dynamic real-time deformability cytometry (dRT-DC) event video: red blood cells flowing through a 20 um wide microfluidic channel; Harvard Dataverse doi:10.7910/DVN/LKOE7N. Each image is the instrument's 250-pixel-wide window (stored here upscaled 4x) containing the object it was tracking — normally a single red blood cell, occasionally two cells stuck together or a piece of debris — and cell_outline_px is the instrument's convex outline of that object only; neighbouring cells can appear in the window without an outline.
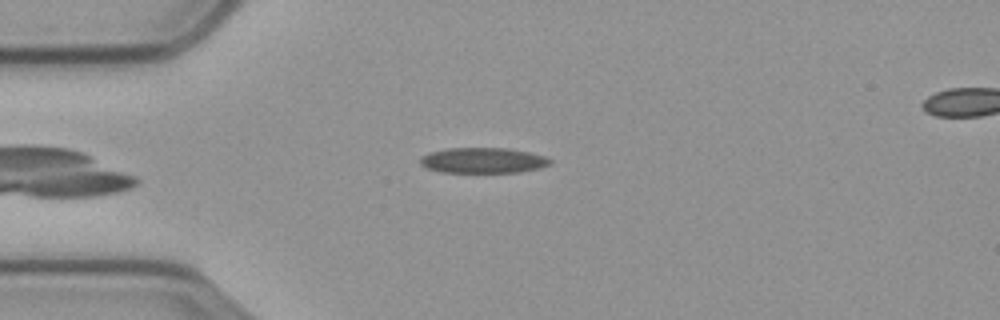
{"species": "common noctule bat (a hibernating species)", "species_latin": "Nyctalus noctula", "temperature_condition": "cold", "stored_images_in_passage": 53, "camera_frame_rate_fps": 3000, "um_per_image_px": 0.085, "animal": {"sex": "male", "body_mass_g": 23.1, "forearm_length_mm": 52.7}, "frame": {"image": 1, "passage_image": 10, "time_ms": 3.0, "image_size_px": [1000, 320], "cell_outline_px": [[552, 164], [540, 168], [516, 172], [440, 172], [428, 168], [420, 164], [420, 156], [428, 152], [448, 148], [508, 148], [528, 152], [544, 156], [552, 160]], "centroid_in_image_um": [41.04, 13.63], "position_along_channel_um": 44.0, "area_um2": 19.31}}
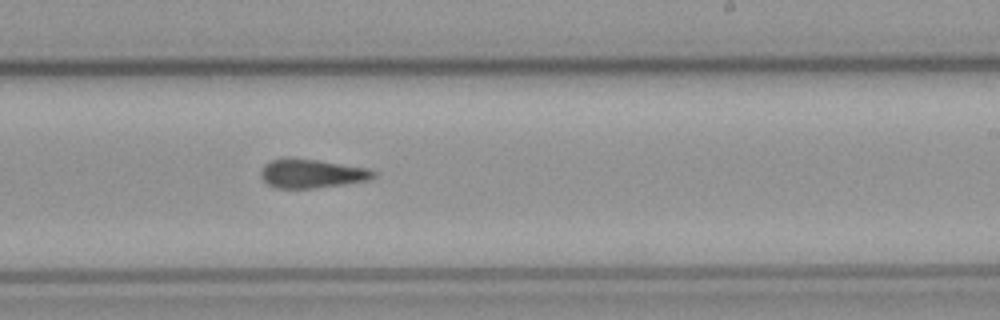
{"frame": {"image": 2, "passage_image": 30, "time_ms": 9.667, "image_size_px": [1000, 320], "cell_outline_px": [[376, 176], [372, 180], [316, 188], [276, 188], [268, 184], [260, 176], [260, 172], [264, 164], [272, 160], [316, 160], [368, 168], [376, 172]], "centroid_in_image_um": [26.55, 14.79], "position_along_channel_um": 262.4, "area_um2": 18.55}}
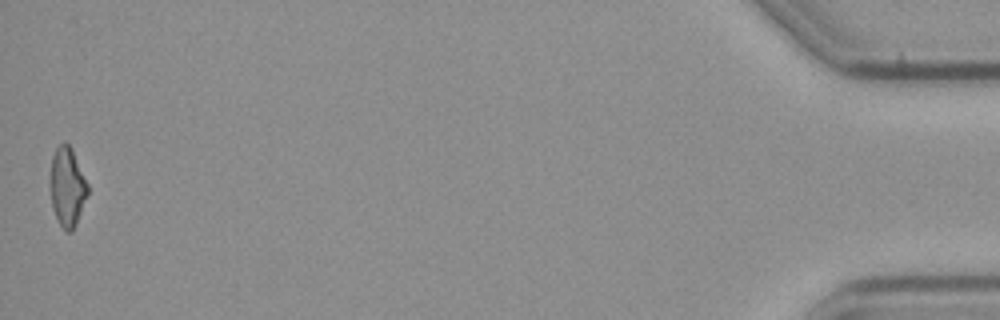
{"frame": {"image": 3, "passage_image": 53, "time_ms": 17.333, "image_size_px": [1000, 320], "cell_outline_px": [[88, 196], [76, 224], [72, 232], [68, 232], [60, 224], [52, 208], [52, 156], [56, 148], [64, 140], [72, 148], [88, 184]], "centroid_in_image_um": [5.76, 15.88], "position_along_channel_um": 429.4, "area_um2": 16.94}, "authors_computed_cell_mechanics": {"area_um2": 18.9584, "velocity_mm_per_s": 3.5365, "shape_relaxation_time_tau1_ms": null, "shape_relaxation_time_tau2_ms": 5.1355, "deformation_change_tau1": null, "deformation_change_tau2": 0.152}}